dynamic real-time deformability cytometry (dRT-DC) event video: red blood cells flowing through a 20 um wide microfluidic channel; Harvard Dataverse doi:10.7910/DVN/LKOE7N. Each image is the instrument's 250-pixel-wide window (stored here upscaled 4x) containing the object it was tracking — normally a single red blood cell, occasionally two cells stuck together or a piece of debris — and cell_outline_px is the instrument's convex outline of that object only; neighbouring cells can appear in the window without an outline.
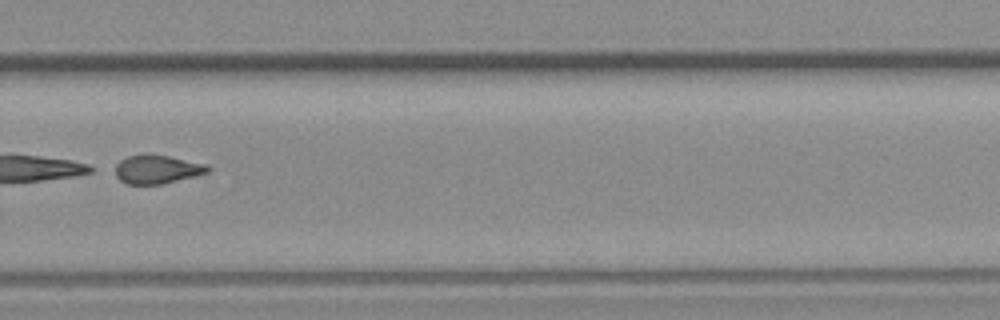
{"species": "common noctule bat (a hibernating species)", "species_latin": "Nyctalus noctula", "temperature_condition": "room temperature", "stored_images_in_passage": 54, "segment_of_instrument_passage": [2, 2], "camera_frame_rate_fps": 3000, "um_per_image_px": 0.085, "animal": {"sex": "female", "body_mass_g": 19.3, "forearm_length_mm": 54.1}, "frame": {"image": 1, "passage_image": 37, "time_ms": 12.0, "image_size_px": [1000, 320], "cell_outline_px": [[212, 168], [208, 172], [196, 176], [160, 184], [128, 184], [120, 180], [108, 168], [120, 160], [128, 156], [168, 156], [208, 164]], "centroid_in_image_um": [13.3, 14.41], "position_along_channel_um": 316.5, "area_um2": 15.49}}